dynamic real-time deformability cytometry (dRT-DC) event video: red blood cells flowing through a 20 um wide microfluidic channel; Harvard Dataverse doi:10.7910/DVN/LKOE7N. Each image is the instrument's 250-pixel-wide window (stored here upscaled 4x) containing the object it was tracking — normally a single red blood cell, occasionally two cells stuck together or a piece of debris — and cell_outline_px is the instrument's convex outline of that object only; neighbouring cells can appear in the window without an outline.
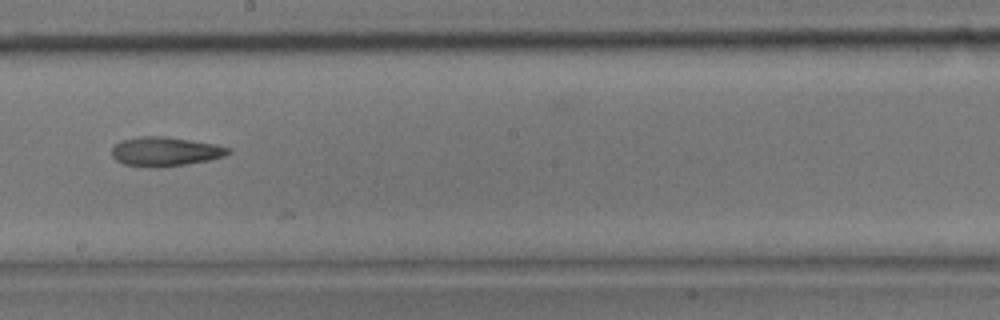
{"species": "common noctule bat (a hibernating species)", "species_latin": "Nyctalus noctula", "temperature_condition": "room temperature", "stored_images_in_passage": 16, "camera_frame_rate_fps": 3000, "um_per_image_px": 0.085, "animal": {"sex": "male", "body_mass_g": 17.9}, "frame": {"image": 1, "passage_image": 12, "time_ms": 3.667, "image_size_px": [1000, 320], "cell_outline_px": [[232, 152], [224, 156], [208, 160], [160, 168], [148, 168], [124, 164], [116, 160], [112, 156], [112, 148], [120, 140], [140, 136], [164, 136], [216, 144], [232, 148]], "centroid_in_image_um": [14.04, 12.88], "position_along_channel_um": 234.2, "area_um2": 20.0}}
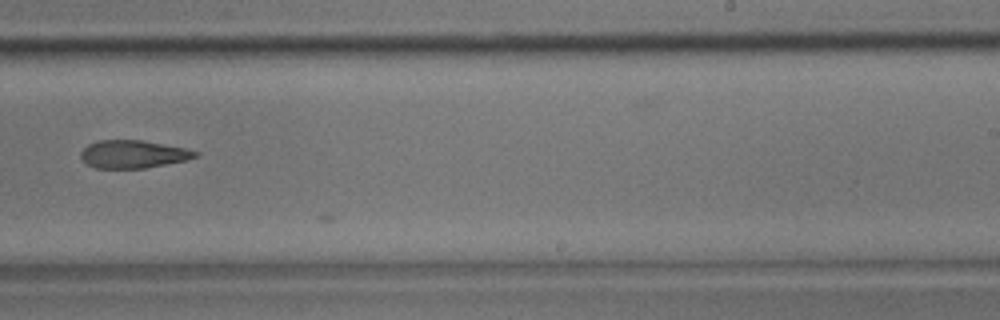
{"frame": {"image": 2, "passage_image": 14, "time_ms": 4.333, "image_size_px": [1000, 320], "cell_outline_px": [[200, 156], [184, 160], [144, 168], [96, 168], [88, 164], [80, 156], [80, 152], [88, 144], [100, 140], [144, 140], [184, 148], [200, 152]], "centroid_in_image_um": [11.32, 13.09], "position_along_channel_um": 277.7, "area_um2": 18.44}}